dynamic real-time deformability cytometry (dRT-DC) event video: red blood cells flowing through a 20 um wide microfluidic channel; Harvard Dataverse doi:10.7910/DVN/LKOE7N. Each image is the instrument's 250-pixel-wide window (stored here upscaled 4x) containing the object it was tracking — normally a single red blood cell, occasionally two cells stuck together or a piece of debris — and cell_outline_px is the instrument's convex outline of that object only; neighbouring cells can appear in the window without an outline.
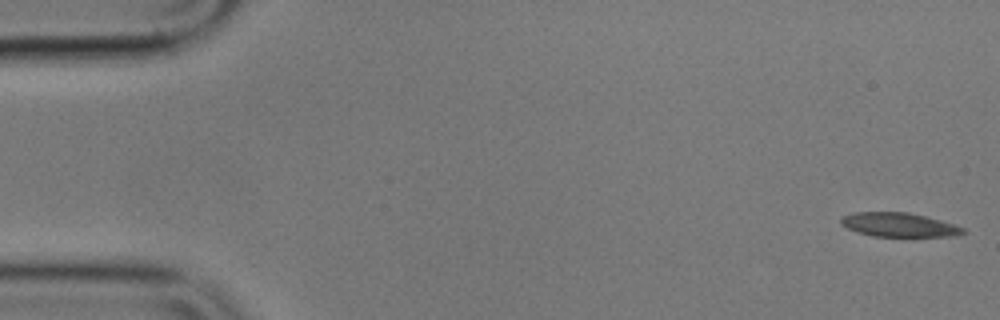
{"species": "common noctule bat (a hibernating species)", "species_latin": "Nyctalus noctula", "temperature_condition": "cold", "stored_images_in_passage": 56, "camera_frame_rate_fps": 3000, "um_per_image_px": 0.085, "animal": {"sex": "male", "body_mass_g": 17.9}, "frame": {"image": 1, "passage_image": 1, "time_ms": 0.0, "image_size_px": [1000, 320], "cell_outline_px": [[968, 232], [956, 236], [908, 240], [872, 236], [856, 232], [840, 224], [840, 216], [852, 212], [908, 212], [940, 220], [964, 228]], "centroid_in_image_um": [76.44, 19.17], "position_along_channel_um": 8.6, "area_um2": 18.38}}
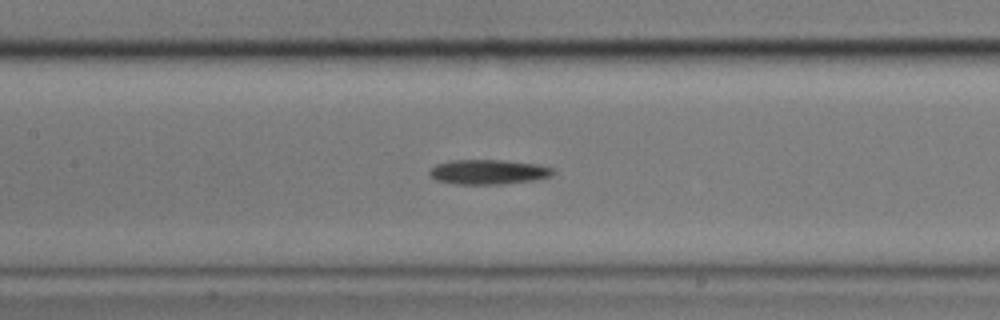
{"frame": {"image": 2, "passage_image": 25, "time_ms": 8.0, "image_size_px": [1000, 320], "cell_outline_px": [[556, 172], [552, 176], [536, 180], [504, 184], [456, 184], [436, 180], [428, 176], [428, 172], [436, 164], [448, 160], [504, 160], [540, 164], [556, 168]], "centroid_in_image_um": [41.56, 14.61], "position_along_channel_um": 165.8, "area_um2": 18.26}}
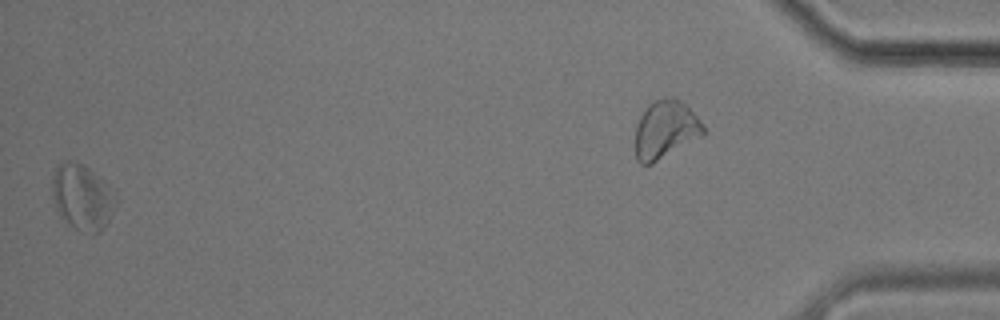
{"frame": {"image": 3, "passage_image": 55, "time_ms": 18.0, "image_size_px": [1000, 320], "cell_outline_px": [[116, 204], [104, 228], [100, 232], [92, 236], [80, 232], [60, 216], [52, 200], [52, 176], [56, 168], [64, 160], [68, 160], [84, 164], [100, 176], [116, 200]], "centroid_in_image_um": [6.96, 16.78], "position_along_channel_um": 428.2, "area_um2": 24.39}, "authors_computed_cell_mechanics": {"area_um2": 18.2937, "velocity_mm_per_s": 3.5408, "shape_relaxation_time_tau1_ms": 2.1072, "shape_relaxation_time_tau2_ms": null, "deformation_change_tau1": 0.1001, "deformation_change_tau2": null}}